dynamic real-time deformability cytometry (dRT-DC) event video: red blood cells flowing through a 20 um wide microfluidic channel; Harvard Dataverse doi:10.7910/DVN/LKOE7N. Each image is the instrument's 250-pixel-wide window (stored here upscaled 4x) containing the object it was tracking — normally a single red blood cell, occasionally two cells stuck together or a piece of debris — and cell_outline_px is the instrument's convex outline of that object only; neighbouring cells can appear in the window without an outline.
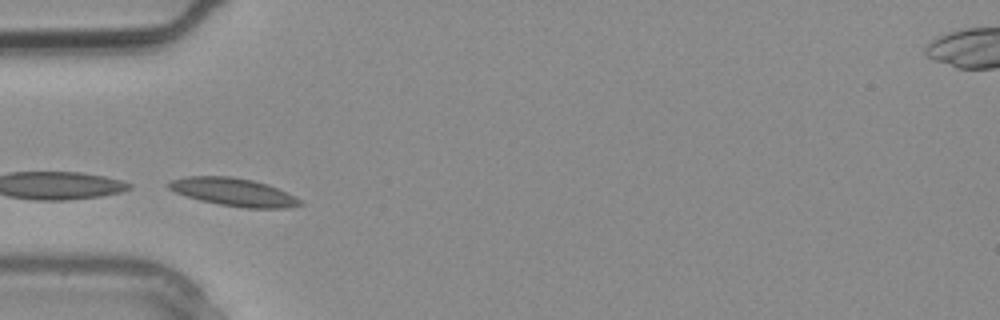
{"species": "common noctule bat (a hibernating species)", "species_latin": "Nyctalus noctula", "temperature_condition": "warm", "stored_images_in_passage": 1, "camera_frame_rate_fps": 3000, "um_per_image_px": 0.085, "animal": {"sex": "male", "body_mass_g": 20.4}, "frame": {"image": 1, "passage_image": 1, "time_ms": 0.0, "image_size_px": [1000, 320], "cell_outline_px": [[304, 204], [284, 208], [248, 208], [220, 204], [200, 200], [184, 196], [168, 188], [164, 184], [172, 180], [188, 176], [228, 176], [252, 180], [268, 184], [296, 196]], "centroid_in_image_um": [19.84, 16.32], "position_along_channel_um": 65.2, "area_um2": 21.33}}